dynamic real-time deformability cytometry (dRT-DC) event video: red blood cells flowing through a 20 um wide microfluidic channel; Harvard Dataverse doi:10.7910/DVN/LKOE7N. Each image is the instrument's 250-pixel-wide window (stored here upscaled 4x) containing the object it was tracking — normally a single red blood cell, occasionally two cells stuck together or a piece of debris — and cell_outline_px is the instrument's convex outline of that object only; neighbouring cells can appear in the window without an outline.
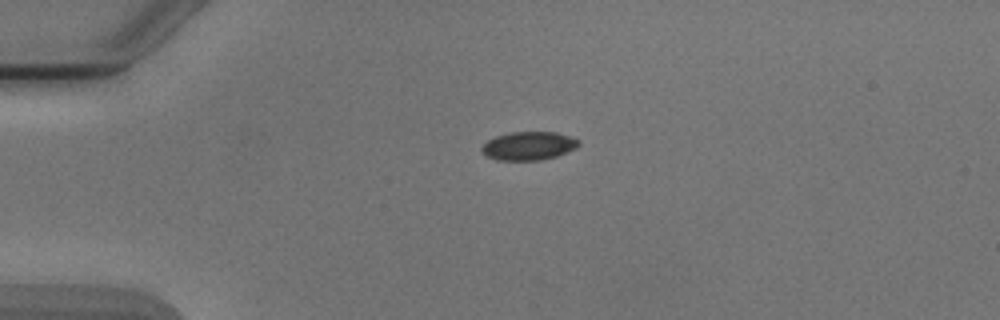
{"species": "Egyptian fruit bat (a non-hibernating species)", "species_latin": "Rousettus aegyptiacus", "temperature_condition": "cold", "stored_images_in_passage": 3, "camera_frame_rate_fps": 3000, "um_per_image_px": 0.085, "animal": {"sex": "male"}, "frame": {"image": 1, "passage_image": 1, "time_ms": 0.0, "image_size_px": [1000, 320], "cell_outline_px": [[580, 144], [576, 148], [556, 156], [540, 160], [496, 160], [488, 156], [480, 148], [488, 140], [496, 136], [508, 132], [556, 132], [580, 140]], "centroid_in_image_um": [44.94, 12.39], "position_along_channel_um": 40.1, "area_um2": 15.95}}
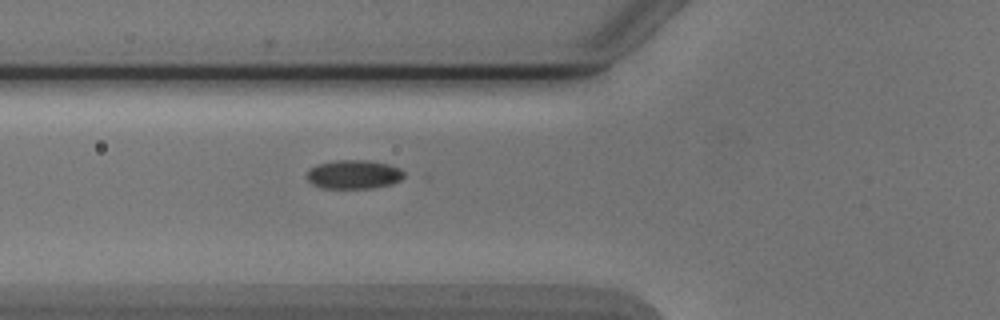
{"frame": {"image": 2, "passage_image": 3, "time_ms": 2.333, "image_size_px": [1000, 320], "cell_outline_px": [[408, 176], [392, 184], [372, 188], [324, 188], [312, 184], [308, 180], [308, 172], [316, 164], [336, 160], [368, 160], [388, 164], [400, 168]], "centroid_in_image_um": [30.13, 14.82], "position_along_channel_um": 95.7, "area_um2": 16.42}}